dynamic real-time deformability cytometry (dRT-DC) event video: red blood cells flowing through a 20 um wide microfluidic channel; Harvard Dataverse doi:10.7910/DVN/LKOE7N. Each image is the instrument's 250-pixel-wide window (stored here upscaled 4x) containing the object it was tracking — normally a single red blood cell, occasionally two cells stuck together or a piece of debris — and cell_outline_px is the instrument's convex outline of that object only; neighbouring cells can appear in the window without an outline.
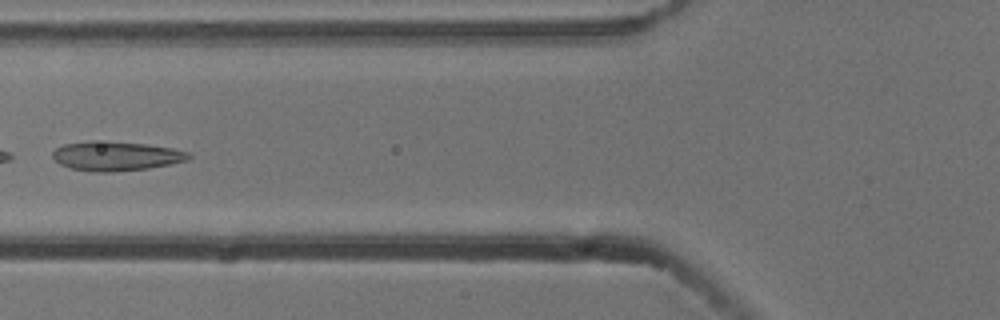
{"species": "common noctule bat (a hibernating species)", "species_latin": "Nyctalus noctula", "temperature_condition": "cold", "stored_images_in_passage": 5, "camera_frame_rate_fps": 3000, "um_per_image_px": 0.085, "animal": {"sex": "male", "body_mass_g": 13.3}, "frame": {"image": 1, "passage_image": 4, "time_ms": 1.0, "image_size_px": [1000, 320], "cell_outline_px": [[192, 156], [188, 160], [172, 164], [148, 168], [112, 172], [92, 172], [68, 168], [60, 164], [52, 156], [52, 152], [56, 148], [64, 144], [92, 140], [108, 140], [144, 144], [172, 148], [188, 152]], "centroid_in_image_um": [9.84, 13.26], "position_along_channel_um": 116.0, "area_um2": 23.52}}
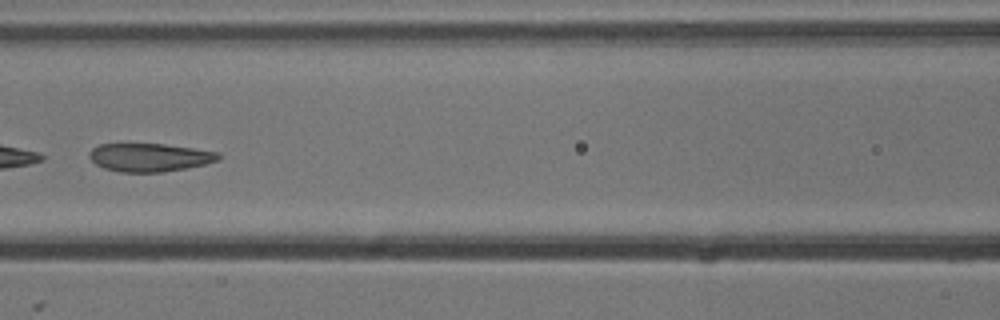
{"frame": {"image": 2, "passage_image": 5, "time_ms": 1.333, "image_size_px": [1000, 320], "cell_outline_px": [[220, 156], [216, 160], [204, 164], [164, 172], [120, 172], [104, 168], [96, 164], [88, 156], [92, 148], [100, 144], [164, 144], [220, 152]], "centroid_in_image_um": [12.69, 13.37], "position_along_channel_um": 153.9, "area_um2": 21.04}}